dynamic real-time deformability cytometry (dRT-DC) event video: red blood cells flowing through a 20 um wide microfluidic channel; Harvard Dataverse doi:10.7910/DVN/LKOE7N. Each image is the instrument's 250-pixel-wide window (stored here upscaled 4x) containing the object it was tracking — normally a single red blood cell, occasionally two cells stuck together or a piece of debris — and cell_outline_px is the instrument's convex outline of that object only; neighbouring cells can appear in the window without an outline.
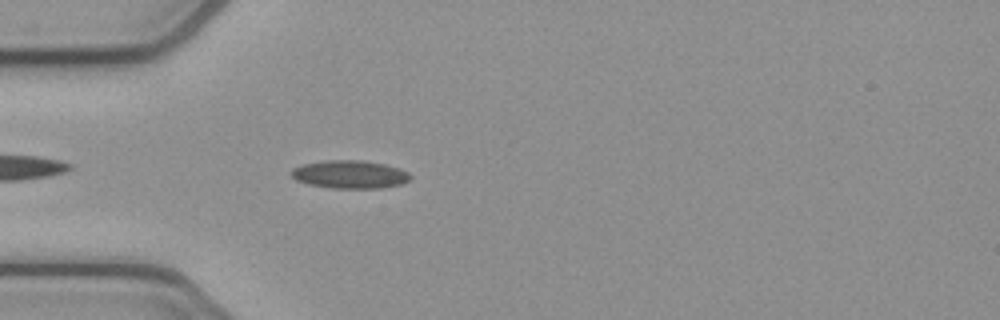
{"species": "common noctule bat (a hibernating species)", "species_latin": "Nyctalus noctula", "temperature_condition": "cold", "stored_images_in_passage": 35, "camera_frame_rate_fps": 3000, "um_per_image_px": 0.085, "animal": {"sex": "female", "body_mass_g": 21.9}, "frame": {"image": 1, "passage_image": 4, "time_ms": 1.0, "image_size_px": [1000, 320], "cell_outline_px": [[412, 176], [408, 180], [400, 184], [380, 188], [332, 188], [308, 184], [296, 180], [288, 172], [292, 168], [304, 164], [324, 160], [360, 160], [384, 164], [400, 168], [408, 172]], "centroid_in_image_um": [29.71, 14.82], "position_along_channel_um": 55.3, "area_um2": 19.48}}
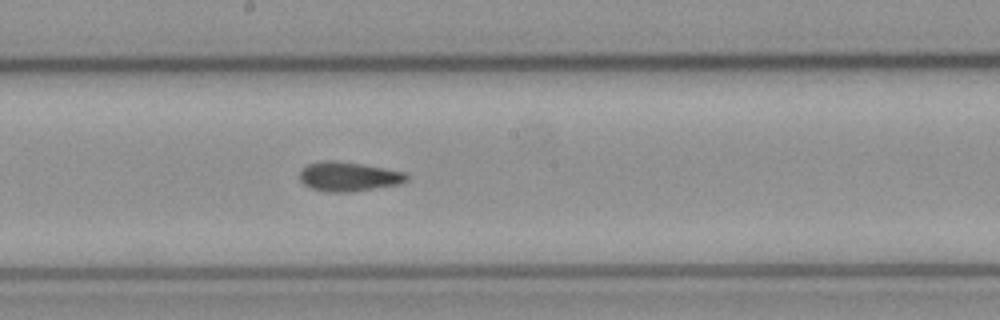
{"frame": {"image": 2, "passage_image": 17, "time_ms": 5.333, "image_size_px": [1000, 320], "cell_outline_px": [[408, 180], [400, 184], [352, 192], [328, 192], [312, 188], [304, 184], [300, 180], [300, 168], [308, 164], [320, 160], [336, 160], [364, 164], [404, 172], [408, 176]], "centroid_in_image_um": [29.61, 15.0], "position_along_channel_um": 218.6, "area_um2": 18.5}}
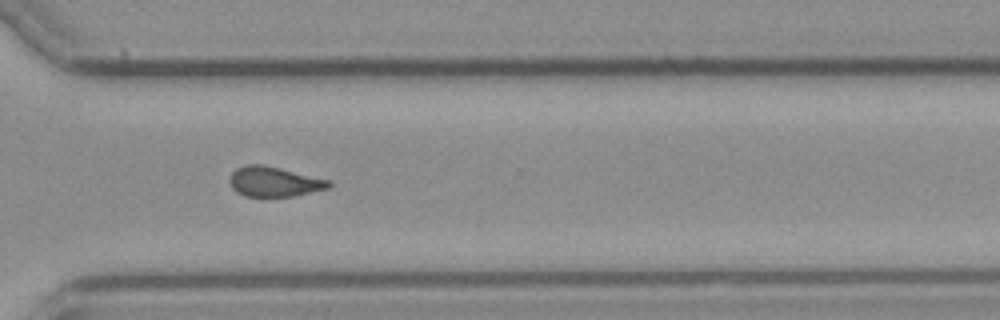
{"frame": {"image": 3, "passage_image": 27, "time_ms": 8.667, "image_size_px": [1000, 320], "cell_outline_px": [[332, 184], [328, 188], [292, 196], [244, 196], [236, 192], [232, 188], [228, 180], [232, 172], [236, 168], [244, 164], [264, 164], [332, 180]], "centroid_in_image_um": [23.28, 15.42], "position_along_channel_um": 347.3, "area_um2": 17.51}, "authors_computed_cell_mechanics": {"area_um2": 17.9758, "velocity_mm_per_s": 3.8755, "shape_relaxation_time_tau1_ms": null, "shape_relaxation_time_tau2_ms": 2.0763, "deformation_change_tau1": null, "deformation_change_tau2": 0.0869}}